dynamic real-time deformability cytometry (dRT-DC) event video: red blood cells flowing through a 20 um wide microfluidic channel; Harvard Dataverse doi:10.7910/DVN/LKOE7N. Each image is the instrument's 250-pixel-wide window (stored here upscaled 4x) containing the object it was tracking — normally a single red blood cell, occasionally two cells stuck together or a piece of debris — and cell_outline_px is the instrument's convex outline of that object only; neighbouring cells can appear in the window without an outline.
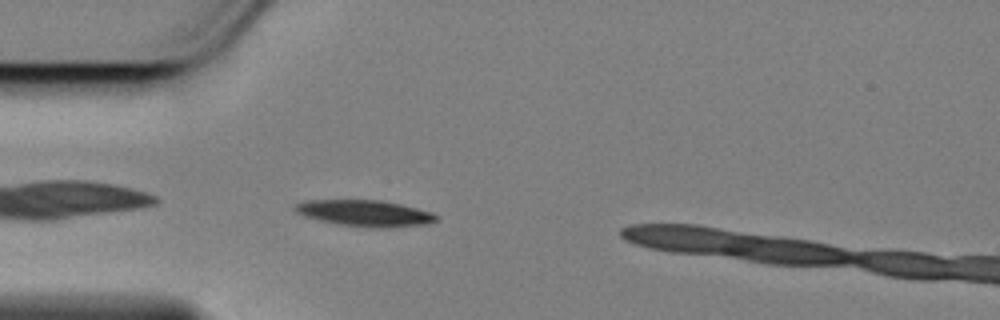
{"species": "Egyptian fruit bat (a non-hibernating species)", "species_latin": "Rousettus aegyptiacus", "temperature_condition": "cold", "stored_images_in_passage": 17, "camera_frame_rate_fps": 3000, "um_per_image_px": 0.085, "animal": {"sex": "female"}, "frame": {"image": 1, "passage_image": 2, "time_ms": 0.333, "image_size_px": [1000, 320], "cell_outline_px": [[440, 216], [436, 220], [428, 224], [392, 228], [368, 228], [336, 224], [304, 216], [296, 212], [292, 208], [296, 204], [308, 200], [384, 200], [432, 212]], "centroid_in_image_um": [31.04, 18.13], "position_along_channel_um": 54.0, "area_um2": 21.91}}
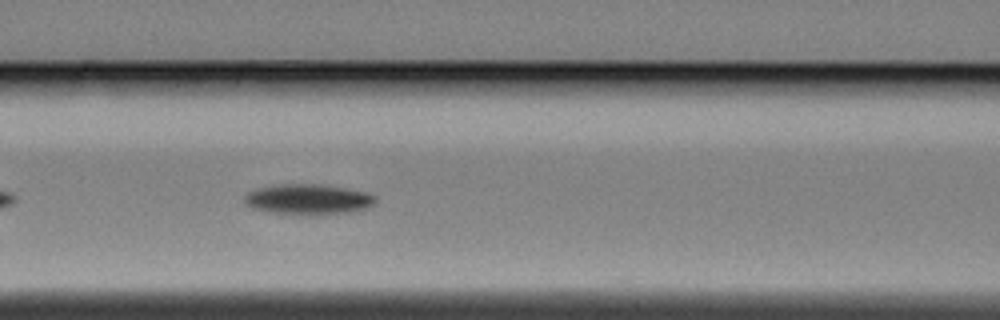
{"frame": {"image": 2, "passage_image": 10, "time_ms": 3.0, "image_size_px": [1000, 320], "cell_outline_px": [[376, 200], [368, 208], [348, 212], [304, 216], [272, 212], [252, 208], [244, 200], [244, 196], [248, 192], [256, 188], [284, 184], [316, 184], [344, 188], [364, 192], [376, 196]], "centroid_in_image_um": [26.18, 16.96], "position_along_channel_um": 140.4, "area_um2": 23.12}}
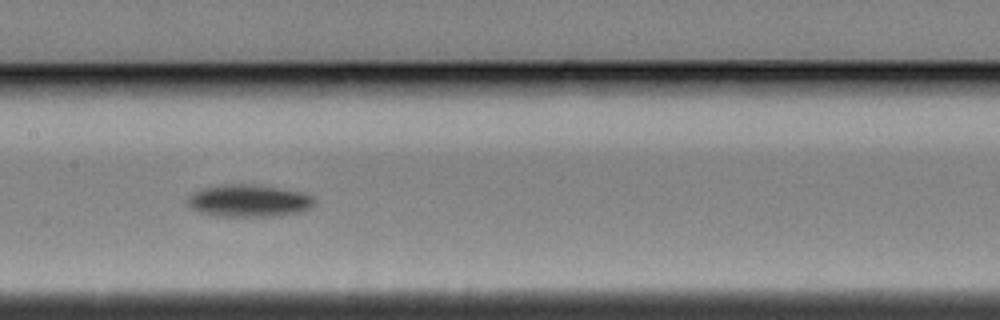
{"frame": {"image": 3, "passage_image": 14, "time_ms": 4.333, "image_size_px": [1000, 320], "cell_outline_px": [[316, 200], [308, 208], [300, 212], [276, 216], [220, 216], [200, 212], [192, 208], [184, 200], [192, 192], [200, 188], [232, 184], [252, 184], [300, 192], [312, 196]], "centroid_in_image_um": [21.09, 17.06], "position_along_channel_um": 186.3, "area_um2": 23.64}}